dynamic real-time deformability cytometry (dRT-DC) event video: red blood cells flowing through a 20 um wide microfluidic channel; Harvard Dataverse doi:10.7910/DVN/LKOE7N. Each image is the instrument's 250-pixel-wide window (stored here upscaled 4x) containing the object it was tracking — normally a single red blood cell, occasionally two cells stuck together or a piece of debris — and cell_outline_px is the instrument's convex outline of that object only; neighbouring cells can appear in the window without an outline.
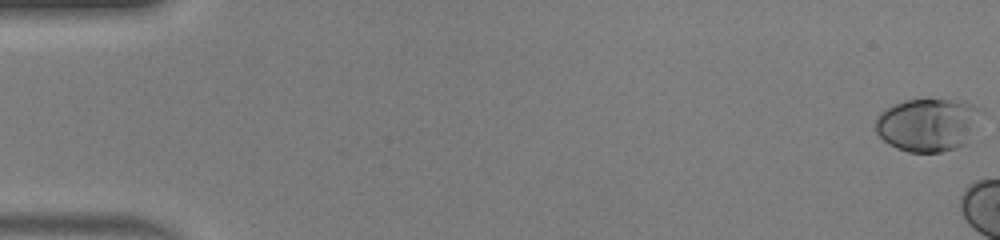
{"species": "human", "species_latin": "Homo sapiens", "temperature_condition": "warm", "stored_images_in_passage": 7, "camera_frame_rate_fps": 3000, "um_per_image_px": 0.085, "donor": {"sex": "male"}, "frame": {"image": 1, "passage_image": 1, "time_ms": 0.0, "image_size_px": [1000, 240], "cell_outline_px": [[984, 112], [964, 144], [956, 148], [940, 152], [908, 152], [896, 148], [888, 144], [876, 132], [876, 120], [880, 112], [904, 100], [964, 100], [984, 108]], "centroid_in_image_um": [78.9, 10.59], "position_along_channel_um": 6.1, "area_um2": 32.71}}